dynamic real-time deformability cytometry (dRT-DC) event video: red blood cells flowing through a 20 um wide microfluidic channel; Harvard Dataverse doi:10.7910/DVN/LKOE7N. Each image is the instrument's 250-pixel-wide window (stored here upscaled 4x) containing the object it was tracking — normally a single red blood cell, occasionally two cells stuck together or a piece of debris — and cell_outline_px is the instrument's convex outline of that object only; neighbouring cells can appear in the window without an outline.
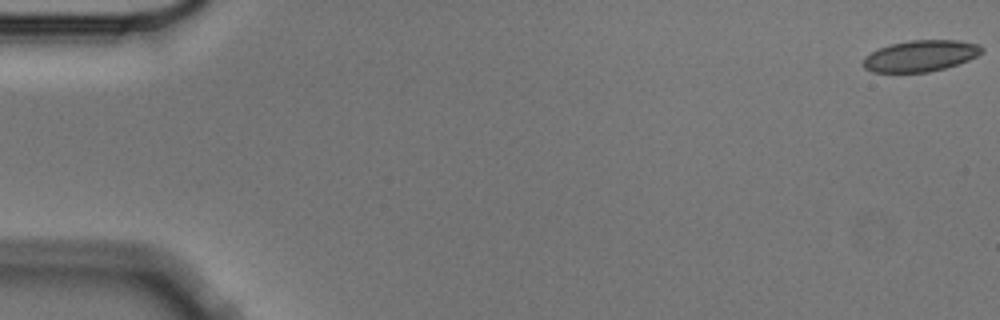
{"species": "Egyptian fruit bat (a non-hibernating species)", "species_latin": "Rousettus aegyptiacus", "temperature_condition": "cold", "stored_images_in_passage": 6, "camera_frame_rate_fps": 3000, "um_per_image_px": 0.085, "animal": {"sex": "male"}, "frame": {"image": 1, "passage_image": 1, "time_ms": 0.0, "image_size_px": [1000, 320], "cell_outline_px": [[984, 52], [968, 60], [944, 68], [928, 72], [872, 72], [864, 68], [864, 56], [880, 48], [892, 44], [908, 40], [960, 40], [980, 44], [984, 48]], "centroid_in_image_um": [78.28, 4.74], "position_along_channel_um": 6.7, "area_um2": 21.56}}